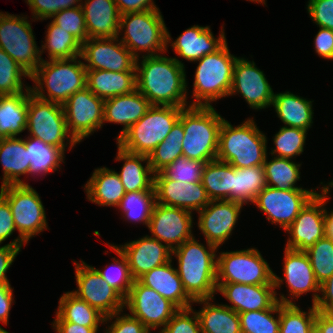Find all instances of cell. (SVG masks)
Returning a JSON list of instances; mask_svg holds the SVG:
<instances>
[{"mask_svg": "<svg viewBox=\"0 0 333 333\" xmlns=\"http://www.w3.org/2000/svg\"><path fill=\"white\" fill-rule=\"evenodd\" d=\"M141 58L142 61L136 60V89L151 105L186 108L188 85L184 63L165 54Z\"/></svg>", "mask_w": 333, "mask_h": 333, "instance_id": "obj_1", "label": "cell"}, {"mask_svg": "<svg viewBox=\"0 0 333 333\" xmlns=\"http://www.w3.org/2000/svg\"><path fill=\"white\" fill-rule=\"evenodd\" d=\"M206 244L207 247L193 236L172 251L184 290L193 301L214 298L217 294L218 247Z\"/></svg>", "mask_w": 333, "mask_h": 333, "instance_id": "obj_2", "label": "cell"}, {"mask_svg": "<svg viewBox=\"0 0 333 333\" xmlns=\"http://www.w3.org/2000/svg\"><path fill=\"white\" fill-rule=\"evenodd\" d=\"M81 59V56L49 61L43 59L30 77L34 82V87H30L32 94L39 99L63 105L72 94L86 87L87 70Z\"/></svg>", "mask_w": 333, "mask_h": 333, "instance_id": "obj_3", "label": "cell"}, {"mask_svg": "<svg viewBox=\"0 0 333 333\" xmlns=\"http://www.w3.org/2000/svg\"><path fill=\"white\" fill-rule=\"evenodd\" d=\"M253 118L233 127L223 120L216 159L235 168L263 165L267 156V137L259 130Z\"/></svg>", "mask_w": 333, "mask_h": 333, "instance_id": "obj_4", "label": "cell"}, {"mask_svg": "<svg viewBox=\"0 0 333 333\" xmlns=\"http://www.w3.org/2000/svg\"><path fill=\"white\" fill-rule=\"evenodd\" d=\"M224 118L213 106H188L183 109V156L190 160H216L219 131Z\"/></svg>", "mask_w": 333, "mask_h": 333, "instance_id": "obj_5", "label": "cell"}, {"mask_svg": "<svg viewBox=\"0 0 333 333\" xmlns=\"http://www.w3.org/2000/svg\"><path fill=\"white\" fill-rule=\"evenodd\" d=\"M237 58L230 54L226 42L215 53L207 54L202 59L194 61L199 63L192 89L194 100L189 105L211 107V102L229 96Z\"/></svg>", "mask_w": 333, "mask_h": 333, "instance_id": "obj_6", "label": "cell"}, {"mask_svg": "<svg viewBox=\"0 0 333 333\" xmlns=\"http://www.w3.org/2000/svg\"><path fill=\"white\" fill-rule=\"evenodd\" d=\"M118 38L137 59L140 52L146 53L142 56L167 52V27L159 8L120 15Z\"/></svg>", "mask_w": 333, "mask_h": 333, "instance_id": "obj_7", "label": "cell"}, {"mask_svg": "<svg viewBox=\"0 0 333 333\" xmlns=\"http://www.w3.org/2000/svg\"><path fill=\"white\" fill-rule=\"evenodd\" d=\"M184 108L152 105L118 140L117 145L133 154H149L165 140Z\"/></svg>", "mask_w": 333, "mask_h": 333, "instance_id": "obj_8", "label": "cell"}, {"mask_svg": "<svg viewBox=\"0 0 333 333\" xmlns=\"http://www.w3.org/2000/svg\"><path fill=\"white\" fill-rule=\"evenodd\" d=\"M0 194L10 205L19 232V237L8 244L21 250L32 237L48 229L41 197L29 184L1 186Z\"/></svg>", "mask_w": 333, "mask_h": 333, "instance_id": "obj_9", "label": "cell"}, {"mask_svg": "<svg viewBox=\"0 0 333 333\" xmlns=\"http://www.w3.org/2000/svg\"><path fill=\"white\" fill-rule=\"evenodd\" d=\"M26 130L31 137L64 153L68 144L69 150L78 144L68 132L62 105L39 99L32 93L29 95Z\"/></svg>", "mask_w": 333, "mask_h": 333, "instance_id": "obj_10", "label": "cell"}, {"mask_svg": "<svg viewBox=\"0 0 333 333\" xmlns=\"http://www.w3.org/2000/svg\"><path fill=\"white\" fill-rule=\"evenodd\" d=\"M27 19L24 15L0 12V48L31 76L43 58Z\"/></svg>", "mask_w": 333, "mask_h": 333, "instance_id": "obj_11", "label": "cell"}, {"mask_svg": "<svg viewBox=\"0 0 333 333\" xmlns=\"http://www.w3.org/2000/svg\"><path fill=\"white\" fill-rule=\"evenodd\" d=\"M217 283L274 284V272L256 248L217 255Z\"/></svg>", "mask_w": 333, "mask_h": 333, "instance_id": "obj_12", "label": "cell"}, {"mask_svg": "<svg viewBox=\"0 0 333 333\" xmlns=\"http://www.w3.org/2000/svg\"><path fill=\"white\" fill-rule=\"evenodd\" d=\"M62 107L68 132L77 143L103 126L104 99L87 87L72 94Z\"/></svg>", "mask_w": 333, "mask_h": 333, "instance_id": "obj_13", "label": "cell"}, {"mask_svg": "<svg viewBox=\"0 0 333 333\" xmlns=\"http://www.w3.org/2000/svg\"><path fill=\"white\" fill-rule=\"evenodd\" d=\"M317 193L313 189L280 190L266 186L252 204L267 215V220L285 231Z\"/></svg>", "mask_w": 333, "mask_h": 333, "instance_id": "obj_14", "label": "cell"}, {"mask_svg": "<svg viewBox=\"0 0 333 333\" xmlns=\"http://www.w3.org/2000/svg\"><path fill=\"white\" fill-rule=\"evenodd\" d=\"M77 290L71 291L105 317L124 310V298L98 273L94 266L74 261Z\"/></svg>", "mask_w": 333, "mask_h": 333, "instance_id": "obj_15", "label": "cell"}, {"mask_svg": "<svg viewBox=\"0 0 333 333\" xmlns=\"http://www.w3.org/2000/svg\"><path fill=\"white\" fill-rule=\"evenodd\" d=\"M330 186L324 184L321 193H317L300 211L293 223L285 230L289 234L286 248L306 251L324 237L325 206Z\"/></svg>", "mask_w": 333, "mask_h": 333, "instance_id": "obj_16", "label": "cell"}, {"mask_svg": "<svg viewBox=\"0 0 333 333\" xmlns=\"http://www.w3.org/2000/svg\"><path fill=\"white\" fill-rule=\"evenodd\" d=\"M283 274L284 279L274 273V285L275 289L281 287L284 280L289 288V296L287 298L283 294L277 297V300L283 304H295L293 298L306 294L307 292H313L312 305H315L319 297L320 284L315 278L313 268L311 266L310 259L305 251H297L285 248L284 249V262H283Z\"/></svg>", "mask_w": 333, "mask_h": 333, "instance_id": "obj_17", "label": "cell"}, {"mask_svg": "<svg viewBox=\"0 0 333 333\" xmlns=\"http://www.w3.org/2000/svg\"><path fill=\"white\" fill-rule=\"evenodd\" d=\"M81 58L86 70L136 72L137 58L114 38H88L81 46Z\"/></svg>", "mask_w": 333, "mask_h": 333, "instance_id": "obj_18", "label": "cell"}, {"mask_svg": "<svg viewBox=\"0 0 333 333\" xmlns=\"http://www.w3.org/2000/svg\"><path fill=\"white\" fill-rule=\"evenodd\" d=\"M124 307L130 315L139 319L150 331L161 327L163 329L179 308L170 300L161 296L154 289L142 285L138 280L124 299Z\"/></svg>", "mask_w": 333, "mask_h": 333, "instance_id": "obj_19", "label": "cell"}, {"mask_svg": "<svg viewBox=\"0 0 333 333\" xmlns=\"http://www.w3.org/2000/svg\"><path fill=\"white\" fill-rule=\"evenodd\" d=\"M193 213L177 207L155 203L149 220L151 237L173 251L193 237Z\"/></svg>", "mask_w": 333, "mask_h": 333, "instance_id": "obj_20", "label": "cell"}, {"mask_svg": "<svg viewBox=\"0 0 333 333\" xmlns=\"http://www.w3.org/2000/svg\"><path fill=\"white\" fill-rule=\"evenodd\" d=\"M263 71L254 61L238 57L233 68V81L229 96L241 94L250 108L265 109L272 105L273 89Z\"/></svg>", "mask_w": 333, "mask_h": 333, "instance_id": "obj_21", "label": "cell"}, {"mask_svg": "<svg viewBox=\"0 0 333 333\" xmlns=\"http://www.w3.org/2000/svg\"><path fill=\"white\" fill-rule=\"evenodd\" d=\"M243 203L231 200H210L198 213V228L205 236V242L218 248L232 235Z\"/></svg>", "mask_w": 333, "mask_h": 333, "instance_id": "obj_22", "label": "cell"}, {"mask_svg": "<svg viewBox=\"0 0 333 333\" xmlns=\"http://www.w3.org/2000/svg\"><path fill=\"white\" fill-rule=\"evenodd\" d=\"M154 190L156 203L190 212H199L210 202L202 182L183 183L168 179L162 172L154 175Z\"/></svg>", "mask_w": 333, "mask_h": 333, "instance_id": "obj_23", "label": "cell"}, {"mask_svg": "<svg viewBox=\"0 0 333 333\" xmlns=\"http://www.w3.org/2000/svg\"><path fill=\"white\" fill-rule=\"evenodd\" d=\"M115 246L125 255L134 280L172 259V251L164 243L148 235L125 245Z\"/></svg>", "mask_w": 333, "mask_h": 333, "instance_id": "obj_24", "label": "cell"}, {"mask_svg": "<svg viewBox=\"0 0 333 333\" xmlns=\"http://www.w3.org/2000/svg\"><path fill=\"white\" fill-rule=\"evenodd\" d=\"M216 292L229 300L232 304L226 306L238 314L269 309L278 301L274 284L217 283Z\"/></svg>", "mask_w": 333, "mask_h": 333, "instance_id": "obj_25", "label": "cell"}, {"mask_svg": "<svg viewBox=\"0 0 333 333\" xmlns=\"http://www.w3.org/2000/svg\"><path fill=\"white\" fill-rule=\"evenodd\" d=\"M225 36L224 28L221 29L220 35L215 38L209 26L194 25L186 29L172 42L167 29V49L171 43L170 46L179 57L194 62L219 50L227 42Z\"/></svg>", "mask_w": 333, "mask_h": 333, "instance_id": "obj_26", "label": "cell"}, {"mask_svg": "<svg viewBox=\"0 0 333 333\" xmlns=\"http://www.w3.org/2000/svg\"><path fill=\"white\" fill-rule=\"evenodd\" d=\"M152 105L137 90L125 95L114 96L104 100V122L124 125L116 141L136 122H138Z\"/></svg>", "mask_w": 333, "mask_h": 333, "instance_id": "obj_27", "label": "cell"}, {"mask_svg": "<svg viewBox=\"0 0 333 333\" xmlns=\"http://www.w3.org/2000/svg\"><path fill=\"white\" fill-rule=\"evenodd\" d=\"M172 259L141 276L138 281L151 289H154L164 298L170 300L179 309L192 307L194 301L184 290L177 269L173 267Z\"/></svg>", "mask_w": 333, "mask_h": 333, "instance_id": "obj_28", "label": "cell"}, {"mask_svg": "<svg viewBox=\"0 0 333 333\" xmlns=\"http://www.w3.org/2000/svg\"><path fill=\"white\" fill-rule=\"evenodd\" d=\"M81 7L88 38L118 37L120 13L115 0H84Z\"/></svg>", "mask_w": 333, "mask_h": 333, "instance_id": "obj_29", "label": "cell"}, {"mask_svg": "<svg viewBox=\"0 0 333 333\" xmlns=\"http://www.w3.org/2000/svg\"><path fill=\"white\" fill-rule=\"evenodd\" d=\"M0 164L3 169L2 185L29 184L20 179L30 175L31 161L21 137L0 138Z\"/></svg>", "mask_w": 333, "mask_h": 333, "instance_id": "obj_30", "label": "cell"}, {"mask_svg": "<svg viewBox=\"0 0 333 333\" xmlns=\"http://www.w3.org/2000/svg\"><path fill=\"white\" fill-rule=\"evenodd\" d=\"M84 189L89 201L109 207H118L126 193L118 172L107 167L95 169Z\"/></svg>", "mask_w": 333, "mask_h": 333, "instance_id": "obj_31", "label": "cell"}, {"mask_svg": "<svg viewBox=\"0 0 333 333\" xmlns=\"http://www.w3.org/2000/svg\"><path fill=\"white\" fill-rule=\"evenodd\" d=\"M116 161H124L120 173L121 183L127 192L154 190V175L148 156L133 154L117 145ZM142 162L146 163L144 166Z\"/></svg>", "mask_w": 333, "mask_h": 333, "instance_id": "obj_32", "label": "cell"}, {"mask_svg": "<svg viewBox=\"0 0 333 333\" xmlns=\"http://www.w3.org/2000/svg\"><path fill=\"white\" fill-rule=\"evenodd\" d=\"M312 102L289 91L274 93L272 105L284 126L309 130L313 123Z\"/></svg>", "mask_w": 333, "mask_h": 333, "instance_id": "obj_33", "label": "cell"}, {"mask_svg": "<svg viewBox=\"0 0 333 333\" xmlns=\"http://www.w3.org/2000/svg\"><path fill=\"white\" fill-rule=\"evenodd\" d=\"M86 87L104 100L129 94L136 89V72L87 70Z\"/></svg>", "mask_w": 333, "mask_h": 333, "instance_id": "obj_34", "label": "cell"}, {"mask_svg": "<svg viewBox=\"0 0 333 333\" xmlns=\"http://www.w3.org/2000/svg\"><path fill=\"white\" fill-rule=\"evenodd\" d=\"M214 298L196 300L203 304L196 311L200 320L202 333H242L239 314L226 304H213Z\"/></svg>", "mask_w": 333, "mask_h": 333, "instance_id": "obj_35", "label": "cell"}, {"mask_svg": "<svg viewBox=\"0 0 333 333\" xmlns=\"http://www.w3.org/2000/svg\"><path fill=\"white\" fill-rule=\"evenodd\" d=\"M31 93L0 95V138L17 137L26 130Z\"/></svg>", "mask_w": 333, "mask_h": 333, "instance_id": "obj_36", "label": "cell"}, {"mask_svg": "<svg viewBox=\"0 0 333 333\" xmlns=\"http://www.w3.org/2000/svg\"><path fill=\"white\" fill-rule=\"evenodd\" d=\"M58 305L53 322H72L87 327L104 324L105 316L72 292L64 293Z\"/></svg>", "mask_w": 333, "mask_h": 333, "instance_id": "obj_37", "label": "cell"}, {"mask_svg": "<svg viewBox=\"0 0 333 333\" xmlns=\"http://www.w3.org/2000/svg\"><path fill=\"white\" fill-rule=\"evenodd\" d=\"M234 166L219 160L205 164L201 182L210 200L233 201Z\"/></svg>", "mask_w": 333, "mask_h": 333, "instance_id": "obj_38", "label": "cell"}, {"mask_svg": "<svg viewBox=\"0 0 333 333\" xmlns=\"http://www.w3.org/2000/svg\"><path fill=\"white\" fill-rule=\"evenodd\" d=\"M25 148L31 161L30 175H46L48 172L57 171L64 163V152L52 145L46 144L39 139L28 136L25 138Z\"/></svg>", "mask_w": 333, "mask_h": 333, "instance_id": "obj_39", "label": "cell"}, {"mask_svg": "<svg viewBox=\"0 0 333 333\" xmlns=\"http://www.w3.org/2000/svg\"><path fill=\"white\" fill-rule=\"evenodd\" d=\"M184 139L183 110L171 131L148 156L150 167L154 173L161 172L178 157L183 155L182 142Z\"/></svg>", "mask_w": 333, "mask_h": 333, "instance_id": "obj_40", "label": "cell"}, {"mask_svg": "<svg viewBox=\"0 0 333 333\" xmlns=\"http://www.w3.org/2000/svg\"><path fill=\"white\" fill-rule=\"evenodd\" d=\"M267 186L263 165L235 168L233 177V201L253 203L256 196Z\"/></svg>", "mask_w": 333, "mask_h": 333, "instance_id": "obj_41", "label": "cell"}, {"mask_svg": "<svg viewBox=\"0 0 333 333\" xmlns=\"http://www.w3.org/2000/svg\"><path fill=\"white\" fill-rule=\"evenodd\" d=\"M263 167L267 186L280 190L304 189L295 186V183L300 180L301 164L295 163L292 159L272 156V159L268 161L266 156Z\"/></svg>", "mask_w": 333, "mask_h": 333, "instance_id": "obj_42", "label": "cell"}, {"mask_svg": "<svg viewBox=\"0 0 333 333\" xmlns=\"http://www.w3.org/2000/svg\"><path fill=\"white\" fill-rule=\"evenodd\" d=\"M47 27L45 42L40 47V55L44 50H47L49 60L70 59L81 55L82 44L70 33L60 29L52 21Z\"/></svg>", "mask_w": 333, "mask_h": 333, "instance_id": "obj_43", "label": "cell"}, {"mask_svg": "<svg viewBox=\"0 0 333 333\" xmlns=\"http://www.w3.org/2000/svg\"><path fill=\"white\" fill-rule=\"evenodd\" d=\"M155 203V190L127 192L117 208L127 221L140 222L148 227Z\"/></svg>", "mask_w": 333, "mask_h": 333, "instance_id": "obj_44", "label": "cell"}, {"mask_svg": "<svg viewBox=\"0 0 333 333\" xmlns=\"http://www.w3.org/2000/svg\"><path fill=\"white\" fill-rule=\"evenodd\" d=\"M317 311L314 305L303 311L297 304L280 303L279 333H309L315 324Z\"/></svg>", "mask_w": 333, "mask_h": 333, "instance_id": "obj_45", "label": "cell"}, {"mask_svg": "<svg viewBox=\"0 0 333 333\" xmlns=\"http://www.w3.org/2000/svg\"><path fill=\"white\" fill-rule=\"evenodd\" d=\"M108 246L119 256L120 260L113 257L114 262L110 266L107 265L108 267L103 270H96L102 279L125 299L134 283V279L125 255L114 244L108 243Z\"/></svg>", "mask_w": 333, "mask_h": 333, "instance_id": "obj_46", "label": "cell"}, {"mask_svg": "<svg viewBox=\"0 0 333 333\" xmlns=\"http://www.w3.org/2000/svg\"><path fill=\"white\" fill-rule=\"evenodd\" d=\"M239 318L242 333H279L280 302L269 309L239 313Z\"/></svg>", "mask_w": 333, "mask_h": 333, "instance_id": "obj_47", "label": "cell"}, {"mask_svg": "<svg viewBox=\"0 0 333 333\" xmlns=\"http://www.w3.org/2000/svg\"><path fill=\"white\" fill-rule=\"evenodd\" d=\"M22 77L30 79L31 76L0 48V95L32 92L31 86H25L22 82ZM23 86H25V91Z\"/></svg>", "mask_w": 333, "mask_h": 333, "instance_id": "obj_48", "label": "cell"}, {"mask_svg": "<svg viewBox=\"0 0 333 333\" xmlns=\"http://www.w3.org/2000/svg\"><path fill=\"white\" fill-rule=\"evenodd\" d=\"M307 130L299 128L282 126L274 135V149L271 150V155L279 158L293 159L295 156H300L304 151Z\"/></svg>", "mask_w": 333, "mask_h": 333, "instance_id": "obj_49", "label": "cell"}, {"mask_svg": "<svg viewBox=\"0 0 333 333\" xmlns=\"http://www.w3.org/2000/svg\"><path fill=\"white\" fill-rule=\"evenodd\" d=\"M305 252L316 280L322 284L333 274V240L324 236Z\"/></svg>", "mask_w": 333, "mask_h": 333, "instance_id": "obj_50", "label": "cell"}, {"mask_svg": "<svg viewBox=\"0 0 333 333\" xmlns=\"http://www.w3.org/2000/svg\"><path fill=\"white\" fill-rule=\"evenodd\" d=\"M51 20L54 24L70 33L81 44L87 39V27L82 7H73L59 11Z\"/></svg>", "mask_w": 333, "mask_h": 333, "instance_id": "obj_51", "label": "cell"}, {"mask_svg": "<svg viewBox=\"0 0 333 333\" xmlns=\"http://www.w3.org/2000/svg\"><path fill=\"white\" fill-rule=\"evenodd\" d=\"M205 164V162L190 160L182 155L161 172L168 179L183 183L201 182Z\"/></svg>", "mask_w": 333, "mask_h": 333, "instance_id": "obj_52", "label": "cell"}, {"mask_svg": "<svg viewBox=\"0 0 333 333\" xmlns=\"http://www.w3.org/2000/svg\"><path fill=\"white\" fill-rule=\"evenodd\" d=\"M159 333H202L197 312L192 307L179 309Z\"/></svg>", "mask_w": 333, "mask_h": 333, "instance_id": "obj_53", "label": "cell"}, {"mask_svg": "<svg viewBox=\"0 0 333 333\" xmlns=\"http://www.w3.org/2000/svg\"><path fill=\"white\" fill-rule=\"evenodd\" d=\"M32 11V20H48L61 10L81 7L82 0H26ZM76 4V5H75Z\"/></svg>", "mask_w": 333, "mask_h": 333, "instance_id": "obj_54", "label": "cell"}, {"mask_svg": "<svg viewBox=\"0 0 333 333\" xmlns=\"http://www.w3.org/2000/svg\"><path fill=\"white\" fill-rule=\"evenodd\" d=\"M121 312L105 317L104 324L115 319L109 322L111 325L105 330L106 333H151L139 319L126 313L121 315Z\"/></svg>", "mask_w": 333, "mask_h": 333, "instance_id": "obj_55", "label": "cell"}, {"mask_svg": "<svg viewBox=\"0 0 333 333\" xmlns=\"http://www.w3.org/2000/svg\"><path fill=\"white\" fill-rule=\"evenodd\" d=\"M306 6L317 26L333 30V0H309Z\"/></svg>", "mask_w": 333, "mask_h": 333, "instance_id": "obj_56", "label": "cell"}, {"mask_svg": "<svg viewBox=\"0 0 333 333\" xmlns=\"http://www.w3.org/2000/svg\"><path fill=\"white\" fill-rule=\"evenodd\" d=\"M15 230L17 229L14 224L10 205L0 194V245L8 239V237H10Z\"/></svg>", "mask_w": 333, "mask_h": 333, "instance_id": "obj_57", "label": "cell"}, {"mask_svg": "<svg viewBox=\"0 0 333 333\" xmlns=\"http://www.w3.org/2000/svg\"><path fill=\"white\" fill-rule=\"evenodd\" d=\"M314 47L319 57L333 60V30L319 27L315 35Z\"/></svg>", "mask_w": 333, "mask_h": 333, "instance_id": "obj_58", "label": "cell"}, {"mask_svg": "<svg viewBox=\"0 0 333 333\" xmlns=\"http://www.w3.org/2000/svg\"><path fill=\"white\" fill-rule=\"evenodd\" d=\"M318 300L315 307L318 311L324 313H333V274L322 284H320V291Z\"/></svg>", "mask_w": 333, "mask_h": 333, "instance_id": "obj_59", "label": "cell"}, {"mask_svg": "<svg viewBox=\"0 0 333 333\" xmlns=\"http://www.w3.org/2000/svg\"><path fill=\"white\" fill-rule=\"evenodd\" d=\"M18 247L5 244L0 246V284H10L7 279L6 273L19 254Z\"/></svg>", "mask_w": 333, "mask_h": 333, "instance_id": "obj_60", "label": "cell"}, {"mask_svg": "<svg viewBox=\"0 0 333 333\" xmlns=\"http://www.w3.org/2000/svg\"><path fill=\"white\" fill-rule=\"evenodd\" d=\"M120 15L158 9L153 0H115Z\"/></svg>", "mask_w": 333, "mask_h": 333, "instance_id": "obj_61", "label": "cell"}, {"mask_svg": "<svg viewBox=\"0 0 333 333\" xmlns=\"http://www.w3.org/2000/svg\"><path fill=\"white\" fill-rule=\"evenodd\" d=\"M13 303V289L11 285L0 284V322L4 325L8 324L10 309ZM0 329H2L1 326Z\"/></svg>", "mask_w": 333, "mask_h": 333, "instance_id": "obj_62", "label": "cell"}, {"mask_svg": "<svg viewBox=\"0 0 333 333\" xmlns=\"http://www.w3.org/2000/svg\"><path fill=\"white\" fill-rule=\"evenodd\" d=\"M56 333H97L99 327H87L72 322H53Z\"/></svg>", "mask_w": 333, "mask_h": 333, "instance_id": "obj_63", "label": "cell"}, {"mask_svg": "<svg viewBox=\"0 0 333 333\" xmlns=\"http://www.w3.org/2000/svg\"><path fill=\"white\" fill-rule=\"evenodd\" d=\"M315 325L322 333H333V313L317 311Z\"/></svg>", "mask_w": 333, "mask_h": 333, "instance_id": "obj_64", "label": "cell"}, {"mask_svg": "<svg viewBox=\"0 0 333 333\" xmlns=\"http://www.w3.org/2000/svg\"><path fill=\"white\" fill-rule=\"evenodd\" d=\"M324 236L333 240V210L330 213L325 208Z\"/></svg>", "mask_w": 333, "mask_h": 333, "instance_id": "obj_65", "label": "cell"}, {"mask_svg": "<svg viewBox=\"0 0 333 333\" xmlns=\"http://www.w3.org/2000/svg\"><path fill=\"white\" fill-rule=\"evenodd\" d=\"M309 333H322L321 330L314 324Z\"/></svg>", "mask_w": 333, "mask_h": 333, "instance_id": "obj_66", "label": "cell"}, {"mask_svg": "<svg viewBox=\"0 0 333 333\" xmlns=\"http://www.w3.org/2000/svg\"><path fill=\"white\" fill-rule=\"evenodd\" d=\"M246 1H248V0H246ZM250 2L252 1V2H254V3H262V5L264 4V5H266V1L265 0H249Z\"/></svg>", "mask_w": 333, "mask_h": 333, "instance_id": "obj_67", "label": "cell"}, {"mask_svg": "<svg viewBox=\"0 0 333 333\" xmlns=\"http://www.w3.org/2000/svg\"><path fill=\"white\" fill-rule=\"evenodd\" d=\"M0 333H9V332L2 328L0 329Z\"/></svg>", "mask_w": 333, "mask_h": 333, "instance_id": "obj_68", "label": "cell"}, {"mask_svg": "<svg viewBox=\"0 0 333 333\" xmlns=\"http://www.w3.org/2000/svg\"><path fill=\"white\" fill-rule=\"evenodd\" d=\"M331 188H333V180L329 183H327Z\"/></svg>", "mask_w": 333, "mask_h": 333, "instance_id": "obj_69", "label": "cell"}]
</instances>
